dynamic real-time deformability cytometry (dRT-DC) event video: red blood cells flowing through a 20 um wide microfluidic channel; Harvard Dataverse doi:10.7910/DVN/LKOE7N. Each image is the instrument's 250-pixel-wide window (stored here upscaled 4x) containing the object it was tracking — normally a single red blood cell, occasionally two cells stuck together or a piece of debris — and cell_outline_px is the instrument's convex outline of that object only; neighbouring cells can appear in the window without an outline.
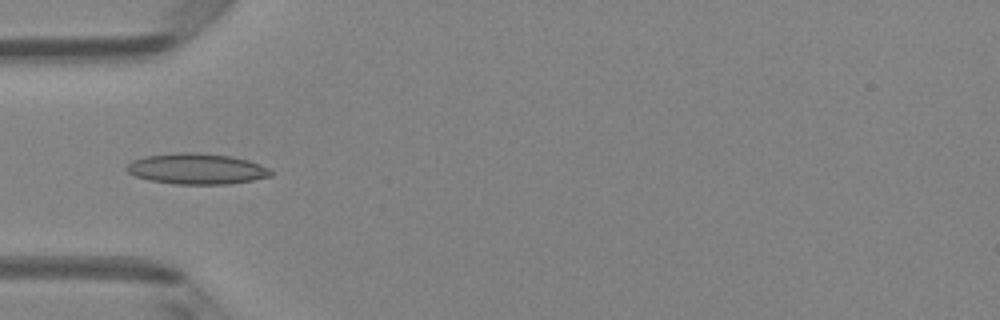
{"species": "Egyptian fruit bat (a non-hibernating species)", "species_latin": "Rousettus aegyptiacus", "temperature_condition": "room temperature", "stored_images_in_passage": 4, "camera_frame_rate_fps": 3000, "um_per_image_px": 0.085, "animal": {"sex": "female"}, "frame": {"image": 1, "passage_image": 4, "time_ms": 1.0, "image_size_px": [1000, 320], "cell_outline_px": [[272, 176], [252, 180], [228, 184], [176, 184], [148, 180], [136, 176], [128, 172], [124, 168], [132, 160], [144, 156], [176, 152], [196, 152], [232, 156], [248, 160], [260, 164], [268, 168], [272, 172]], "centroid_in_image_um": [16.7, 14.34], "position_along_channel_um": 68.3, "area_um2": 26.01}}